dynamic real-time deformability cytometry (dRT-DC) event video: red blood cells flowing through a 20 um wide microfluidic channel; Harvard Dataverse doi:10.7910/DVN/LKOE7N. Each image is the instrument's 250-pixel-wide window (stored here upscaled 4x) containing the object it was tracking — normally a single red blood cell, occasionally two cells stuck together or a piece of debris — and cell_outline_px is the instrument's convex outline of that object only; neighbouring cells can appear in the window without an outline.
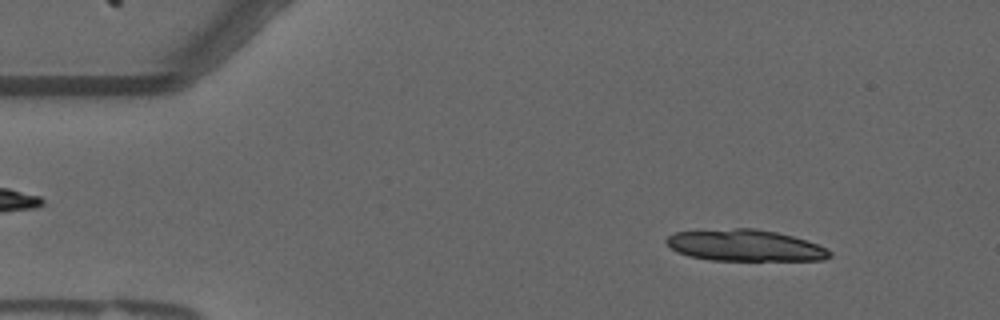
{"species": "common noctule bat (a hibernating species)", "species_latin": "Nyctalus noctula", "temperature_condition": "warm", "stored_images_in_passage": 27, "camera_frame_rate_fps": 3000, "um_per_image_px": 0.085, "animal": {"sex": "male", "forearm_length_mm": 52.5}, "frame": {"image": 1, "passage_image": 6, "time_ms": 1.667, "image_size_px": [1000, 320], "cell_outline_px": [[832, 256], [824, 260], [712, 260], [688, 256], [676, 252], [664, 240], [668, 236], [676, 232], [696, 228], [756, 228], [776, 232], [792, 236], [828, 248], [832, 252]], "centroid_in_image_um": [63.27, 20.84], "position_along_channel_um": 21.7, "area_um2": 30.46}}